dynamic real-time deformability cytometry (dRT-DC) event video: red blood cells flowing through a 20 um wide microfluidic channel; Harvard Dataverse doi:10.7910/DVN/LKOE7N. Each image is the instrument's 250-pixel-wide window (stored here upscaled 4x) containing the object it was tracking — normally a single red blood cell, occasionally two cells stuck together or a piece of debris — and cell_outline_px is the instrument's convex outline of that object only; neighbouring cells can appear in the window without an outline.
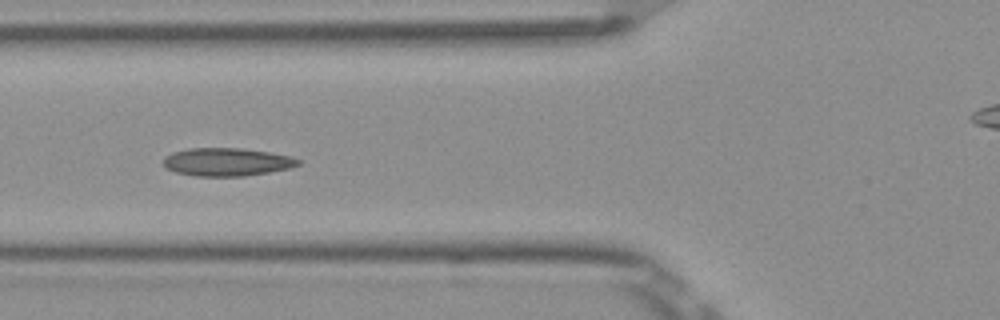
{"species": "Egyptian fruit bat (a non-hibernating species)", "species_latin": "Rousettus aegyptiacus", "temperature_condition": "room temperature", "stored_images_in_passage": 6, "camera_frame_rate_fps": 3000, "um_per_image_px": 0.085, "frame": {"image": 1, "passage_image": 6, "time_ms": 1.667, "image_size_px": [1000, 320], "cell_outline_px": [[304, 160], [300, 164], [292, 168], [244, 176], [196, 176], [176, 172], [164, 168], [164, 156], [172, 152], [188, 148], [240, 148], [268, 152], [292, 156]], "centroid_in_image_um": [19.31, 13.76], "position_along_channel_um": 106.5, "area_um2": 22.25}}